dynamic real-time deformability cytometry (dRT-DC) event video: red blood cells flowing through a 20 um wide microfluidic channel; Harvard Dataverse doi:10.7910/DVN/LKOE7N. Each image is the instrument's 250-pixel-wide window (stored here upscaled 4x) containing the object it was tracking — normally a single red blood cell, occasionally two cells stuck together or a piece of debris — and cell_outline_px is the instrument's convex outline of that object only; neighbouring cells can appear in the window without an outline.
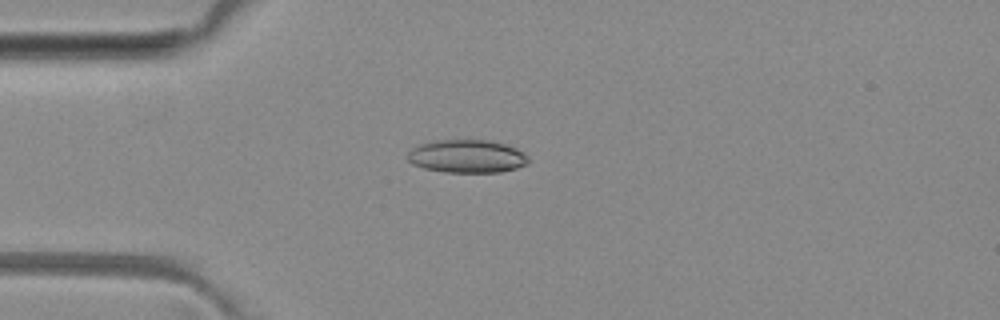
{"species": "common noctule bat (a hibernating species)", "species_latin": "Nyctalus noctula", "temperature_condition": "room temperature", "stored_images_in_passage": 46, "camera_frame_rate_fps": 3000, "um_per_image_px": 0.085, "animal": {"sex": "female", "body_mass_g": 29.2, "forearm_length_mm": 56.3}, "frame": {"image": 1, "passage_image": 12, "time_ms": 3.667, "image_size_px": [1000, 320], "cell_outline_px": [[528, 164], [516, 168], [500, 172], [444, 172], [424, 168], [412, 164], [408, 160], [408, 152], [412, 148], [420, 144], [436, 140], [488, 140], [504, 144], [516, 148], [524, 152], [528, 156]], "centroid_in_image_um": [39.7, 13.29], "position_along_channel_um": 45.3, "area_um2": 23.29}}
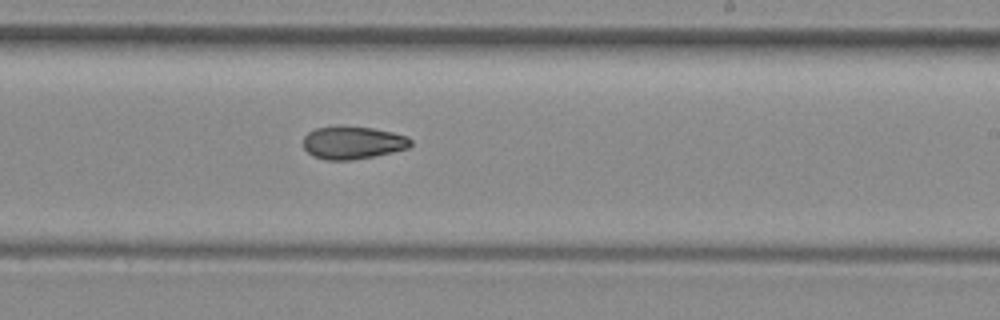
{"frame": {"image": 2, "passage_image": 29, "time_ms": 9.333, "image_size_px": [1000, 320], "cell_outline_px": [[412, 144], [408, 148], [376, 156], [352, 160], [324, 160], [312, 156], [304, 148], [304, 136], [308, 132], [316, 128], [336, 124], [372, 128], [392, 132], [408, 136], [412, 140]], "centroid_in_image_um": [29.97, 12.11], "position_along_channel_um": 259.0, "area_um2": 20.98}}
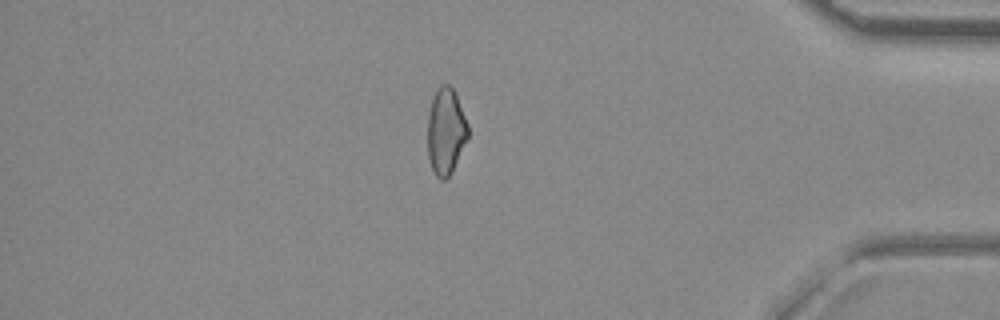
{"frame": {"image": 3, "passage_image": 42, "time_ms": 13.667, "image_size_px": [1000, 320], "cell_outline_px": [[468, 136], [448, 176], [444, 180], [440, 180], [436, 176], [432, 168], [428, 156], [428, 112], [432, 100], [440, 84], [448, 84], [456, 92], [468, 124]], "centroid_in_image_um": [37.88, 11.11], "position_along_channel_um": 397.3, "area_um2": 20.0}}